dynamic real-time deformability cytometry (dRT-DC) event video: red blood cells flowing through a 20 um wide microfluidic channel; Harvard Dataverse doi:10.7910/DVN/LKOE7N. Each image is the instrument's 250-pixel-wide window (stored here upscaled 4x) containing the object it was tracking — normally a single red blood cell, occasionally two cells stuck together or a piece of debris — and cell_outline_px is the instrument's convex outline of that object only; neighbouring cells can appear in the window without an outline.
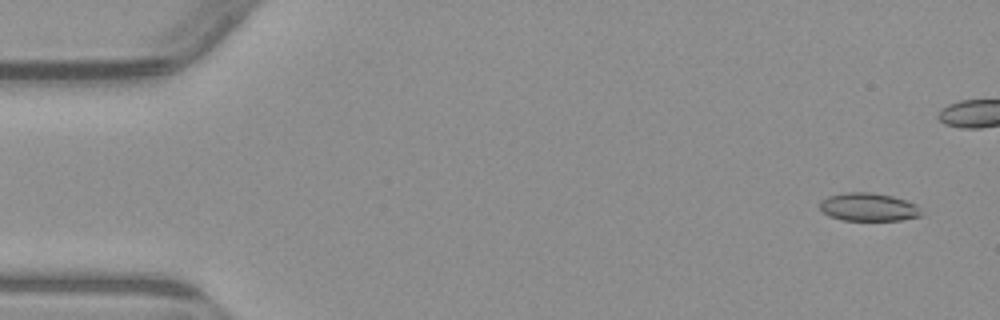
{"species": "common noctule bat (a hibernating species)", "species_latin": "Nyctalus noctula", "temperature_condition": "warm", "stored_images_in_passage": 7, "camera_frame_rate_fps": 3000, "um_per_image_px": 0.085, "animal": {"sex": "male", "body_mass_g": 23.1, "forearm_length_mm": 52.7}, "frame": {"image": 1, "passage_image": 1, "time_ms": 0.0, "image_size_px": [1000, 320], "cell_outline_px": [[924, 212], [920, 216], [900, 220], [840, 220], [828, 216], [820, 208], [820, 200], [828, 196], [844, 192], [872, 192], [892, 196], [916, 204]], "centroid_in_image_um": [73.81, 17.6], "position_along_channel_um": 11.2, "area_um2": 16.76}}
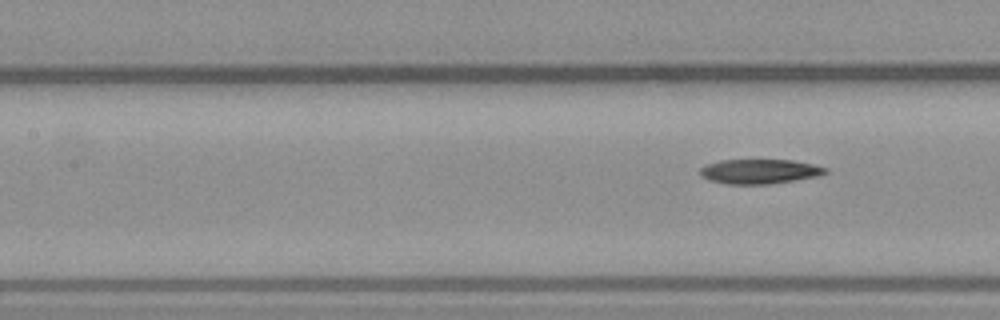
{"frame": {"image": 2, "passage_image": 7, "time_ms": 8.333, "image_size_px": [1000, 320], "cell_outline_px": [[828, 172], [820, 176], [796, 180], [768, 184], [728, 184], [708, 180], [700, 176], [700, 168], [708, 164], [720, 160], [792, 160], [812, 164], [828, 168]], "centroid_in_image_um": [64.58, 14.57], "position_along_channel_um": 142.8, "area_um2": 18.03}}